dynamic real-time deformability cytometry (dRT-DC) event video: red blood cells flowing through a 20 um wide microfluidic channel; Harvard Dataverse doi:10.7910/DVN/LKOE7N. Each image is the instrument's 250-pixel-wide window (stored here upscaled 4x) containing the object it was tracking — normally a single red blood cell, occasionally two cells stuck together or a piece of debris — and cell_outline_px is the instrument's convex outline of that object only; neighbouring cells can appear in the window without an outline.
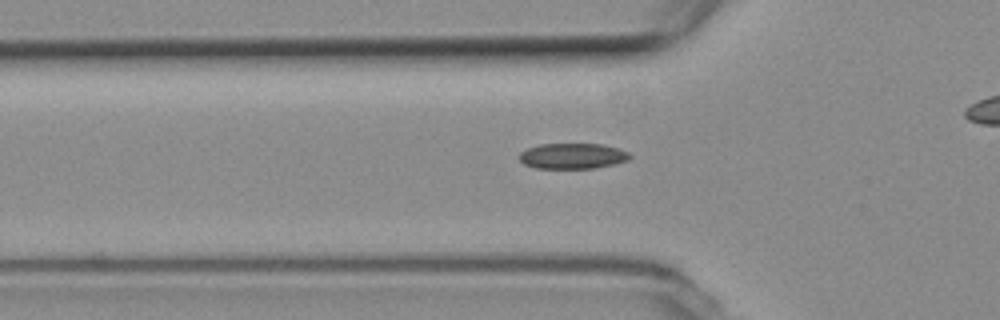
{"species": "common noctule bat (a hibernating species)", "species_latin": "Nyctalus noctula", "temperature_condition": "room temperature", "stored_images_in_passage": 47, "camera_frame_rate_fps": 3000, "um_per_image_px": 0.085, "animal": {"sex": "female", "body_mass_g": 19.3, "forearm_length_mm": 54.1}, "frame": {"image": 1, "passage_image": 9, "time_ms": 2.667, "image_size_px": [1000, 320], "cell_outline_px": [[632, 156], [628, 160], [596, 168], [536, 168], [524, 164], [520, 160], [520, 152], [528, 148], [540, 144], [604, 144], [628, 152]], "centroid_in_image_um": [48.67, 13.26], "position_along_channel_um": 77.1, "area_um2": 16.36}}
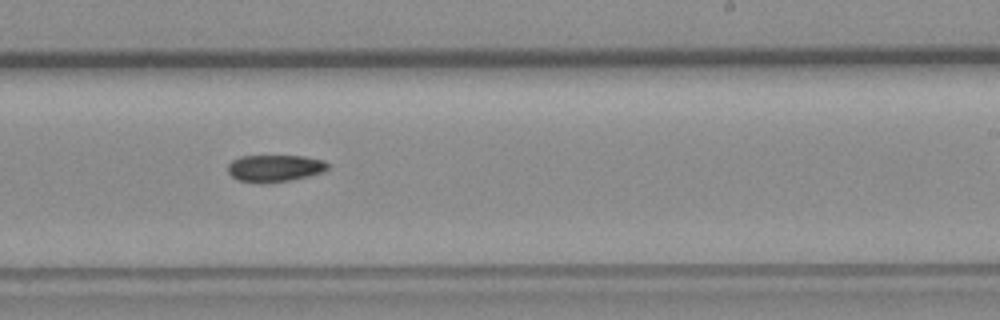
{"frame": {"image": 2, "passage_image": 24, "time_ms": 7.667, "image_size_px": [1000, 320], "cell_outline_px": [[328, 168], [324, 172], [292, 180], [268, 184], [256, 184], [236, 180], [228, 172], [228, 164], [232, 160], [240, 156], [304, 156], [324, 160], [328, 164]], "centroid_in_image_um": [23.33, 14.32], "position_along_channel_um": 265.7, "area_um2": 16.13}}
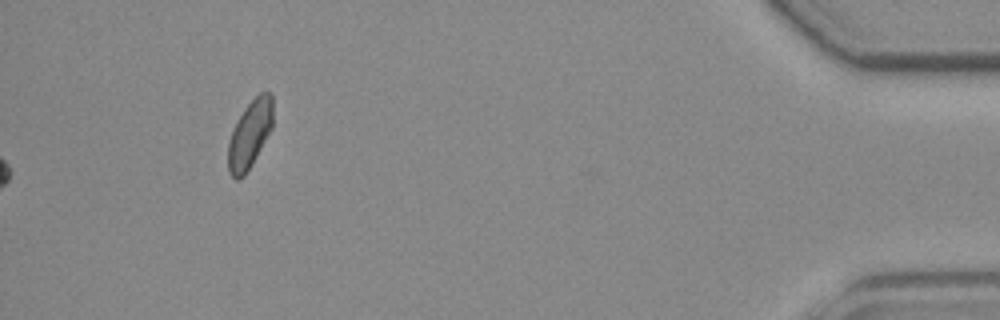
{"frame": {"image": 3, "passage_image": 47, "time_ms": 15.333, "image_size_px": [1000, 320], "cell_outline_px": [[272, 128], [252, 164], [244, 176], [236, 180], [228, 172], [228, 144], [232, 132], [244, 108], [260, 92], [272, 92]], "centroid_in_image_um": [21.24, 11.43], "position_along_channel_um": 414.0, "area_um2": 17.46}}